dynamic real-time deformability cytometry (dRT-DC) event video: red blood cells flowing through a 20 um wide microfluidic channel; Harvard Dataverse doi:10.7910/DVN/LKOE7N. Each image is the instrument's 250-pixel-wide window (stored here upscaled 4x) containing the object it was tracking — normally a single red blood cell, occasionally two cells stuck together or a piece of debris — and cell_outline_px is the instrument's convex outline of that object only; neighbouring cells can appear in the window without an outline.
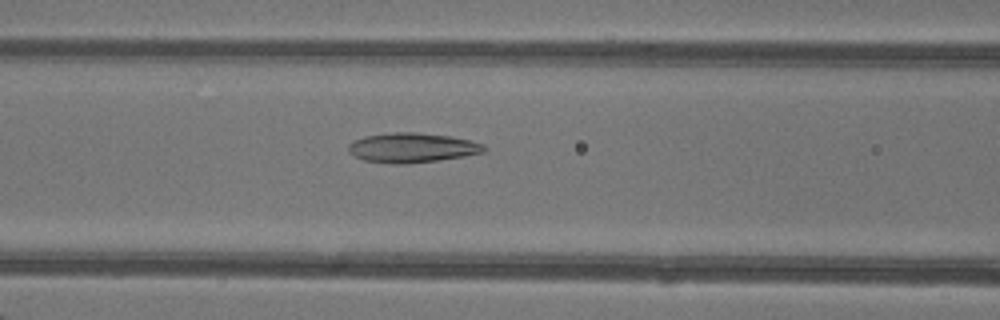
{"species": "common noctule bat (a hibernating species)", "species_latin": "Nyctalus noctula", "temperature_condition": "warm", "stored_images_in_passage": 17, "camera_frame_rate_fps": 3000, "um_per_image_px": 0.085, "animal": {"sex": "female"}, "frame": {"image": 1, "passage_image": 5, "time_ms": 1.333, "image_size_px": [1000, 320], "cell_outline_px": [[488, 148], [484, 152], [464, 156], [408, 164], [392, 164], [364, 160], [348, 152], [348, 144], [352, 140], [364, 136], [392, 132], [416, 132], [452, 136], [472, 140], [484, 144]], "centroid_in_image_um": [35.03, 12.54], "position_along_channel_um": 131.6, "area_um2": 23.7}}
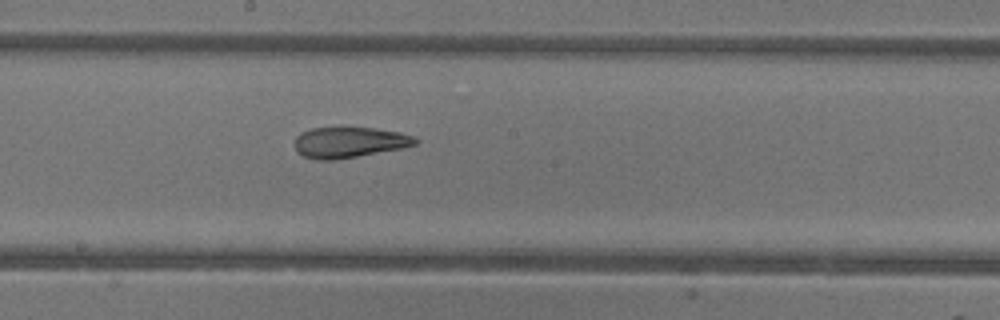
{"frame": {"image": 2, "passage_image": 11, "time_ms": 3.333, "image_size_px": [1000, 320], "cell_outline_px": [[420, 140], [416, 144], [404, 148], [332, 160], [320, 160], [304, 156], [296, 152], [296, 136], [300, 132], [312, 128], [340, 124], [372, 128], [400, 132], [416, 136]], "centroid_in_image_um": [29.7, 12.04], "position_along_channel_um": 218.5, "area_um2": 22.37}}
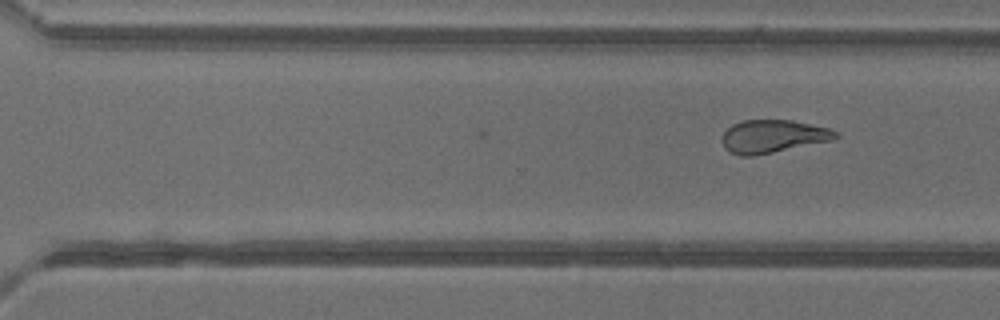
{"frame": {"image": 3, "passage_image": 17, "time_ms": 5.333, "image_size_px": [1000, 320], "cell_outline_px": [[840, 136], [836, 140], [752, 156], [740, 156], [728, 152], [724, 148], [720, 140], [724, 132], [732, 124], [744, 120], [792, 120], [828, 128], [836, 132]], "centroid_in_image_um": [65.68, 11.6], "position_along_channel_um": 304.9, "area_um2": 22.02}}